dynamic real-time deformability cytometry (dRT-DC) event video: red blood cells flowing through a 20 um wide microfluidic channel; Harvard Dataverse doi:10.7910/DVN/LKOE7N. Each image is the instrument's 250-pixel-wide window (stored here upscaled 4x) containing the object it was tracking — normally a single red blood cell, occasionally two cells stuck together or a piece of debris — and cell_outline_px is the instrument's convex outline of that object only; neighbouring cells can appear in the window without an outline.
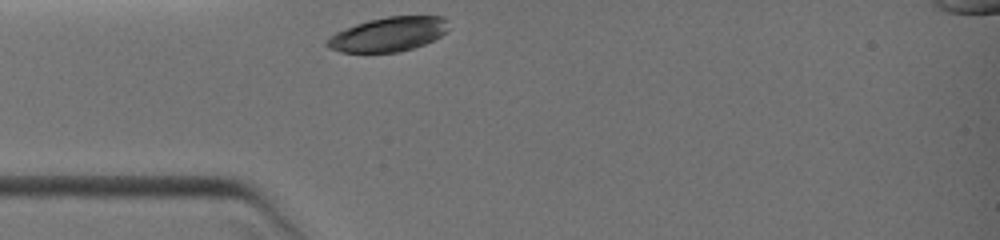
{"species": "common noctule bat (a hibernating species)", "species_latin": "Nyctalus noctula", "temperature_condition": "warm", "stored_images_in_passage": 21, "camera_frame_rate_fps": 3000, "um_per_image_px": 0.085, "animal": {"sex": "female", "body_mass_g": 19.0, "forearm_length_mm": 51.5}, "frame": {"image": 1, "passage_image": 1, "time_ms": 0.0, "image_size_px": [1000, 240], "cell_outline_px": [[448, 28], [440, 36], [424, 44], [412, 48], [396, 52], [340, 52], [328, 48], [324, 44], [324, 40], [328, 36], [344, 28], [368, 20], [388, 16], [444, 16], [448, 20]], "centroid_in_image_um": [32.96, 2.91], "position_along_channel_um": 52.0, "area_um2": 24.39}}
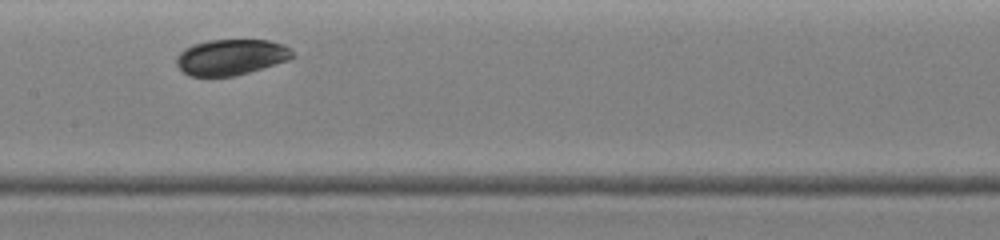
{"frame": {"image": 2, "passage_image": 14, "time_ms": 3.0, "image_size_px": [1000, 240], "cell_outline_px": [[296, 56], [288, 60], [248, 72], [232, 76], [192, 76], [184, 72], [176, 64], [176, 56], [184, 48], [192, 44], [208, 40], [268, 40], [284, 44]], "centroid_in_image_um": [19.62, 4.84], "position_along_channel_um": 187.8, "area_um2": 24.1}}
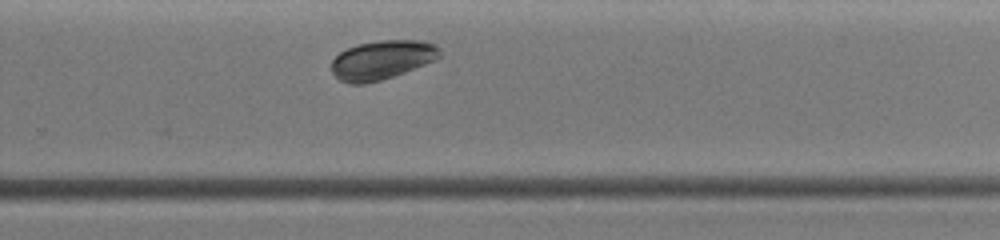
{"frame": {"image": 3, "passage_image": 21, "time_ms": 5.333, "image_size_px": [1000, 240], "cell_outline_px": [[440, 56], [436, 60], [404, 72], [380, 80], [364, 84], [348, 84], [340, 80], [332, 72], [332, 60], [340, 52], [348, 48], [360, 44], [380, 40], [424, 40], [436, 44], [440, 48]], "centroid_in_image_um": [32.49, 5.08], "position_along_channel_um": 297.3, "area_um2": 24.57}}